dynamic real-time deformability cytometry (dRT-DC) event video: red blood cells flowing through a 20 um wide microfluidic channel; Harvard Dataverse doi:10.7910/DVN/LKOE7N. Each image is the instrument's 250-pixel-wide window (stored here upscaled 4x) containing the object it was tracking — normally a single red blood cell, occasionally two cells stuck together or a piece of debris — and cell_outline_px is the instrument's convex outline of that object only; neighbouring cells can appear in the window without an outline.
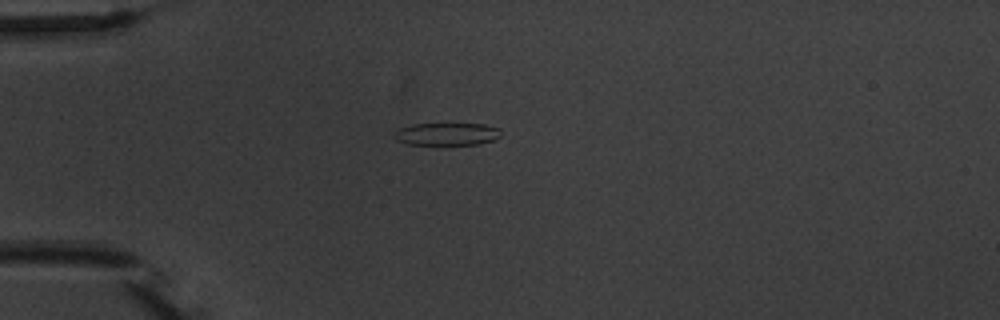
{"species": "common noctule bat (a hibernating species)", "species_latin": "Nyctalus noctula", "temperature_condition": "warm", "stored_images_in_passage": 5, "camera_frame_rate_fps": 3000, "um_per_image_px": 0.085, "animal": {"sex": "male", "body_mass_g": 20.1, "forearm_length_mm": 53.5}, "frame": {"image": 1, "passage_image": 4, "time_ms": 3.333, "image_size_px": [1000, 320], "cell_outline_px": [[500, 136], [492, 140], [480, 144], [408, 144], [396, 140], [392, 136], [392, 132], [396, 128], [412, 124], [484, 124], [500, 128]], "centroid_in_image_um": [37.91, 11.38], "position_along_channel_um": 47.1, "area_um2": 14.1}}